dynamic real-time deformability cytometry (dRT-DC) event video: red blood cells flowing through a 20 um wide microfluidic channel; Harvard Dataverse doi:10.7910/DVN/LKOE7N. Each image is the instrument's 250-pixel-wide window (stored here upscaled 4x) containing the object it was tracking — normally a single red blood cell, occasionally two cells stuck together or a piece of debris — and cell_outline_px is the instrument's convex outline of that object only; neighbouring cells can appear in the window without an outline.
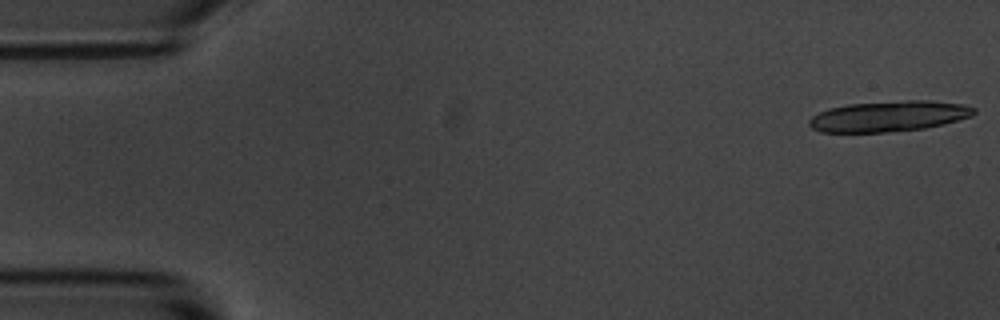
{"species": "common noctule bat (a hibernating species)", "species_latin": "Nyctalus noctula", "temperature_condition": "room temperature", "stored_images_in_passage": 5, "camera_frame_rate_fps": 3000, "um_per_image_px": 0.085, "animal": {"sex": "male", "body_mass_g": 20.1, "forearm_length_mm": 53.5}, "frame": {"image": 1, "passage_image": 1, "time_ms": 0.0, "image_size_px": [1000, 320], "cell_outline_px": [[976, 112], [972, 116], [944, 124], [924, 128], [884, 132], [820, 132], [812, 128], [808, 124], [808, 120], [812, 116], [828, 108], [848, 104], [908, 100], [932, 100], [964, 104], [976, 108]], "centroid_in_image_um": [75.57, 9.87], "position_along_channel_um": 9.4, "area_um2": 29.54}}